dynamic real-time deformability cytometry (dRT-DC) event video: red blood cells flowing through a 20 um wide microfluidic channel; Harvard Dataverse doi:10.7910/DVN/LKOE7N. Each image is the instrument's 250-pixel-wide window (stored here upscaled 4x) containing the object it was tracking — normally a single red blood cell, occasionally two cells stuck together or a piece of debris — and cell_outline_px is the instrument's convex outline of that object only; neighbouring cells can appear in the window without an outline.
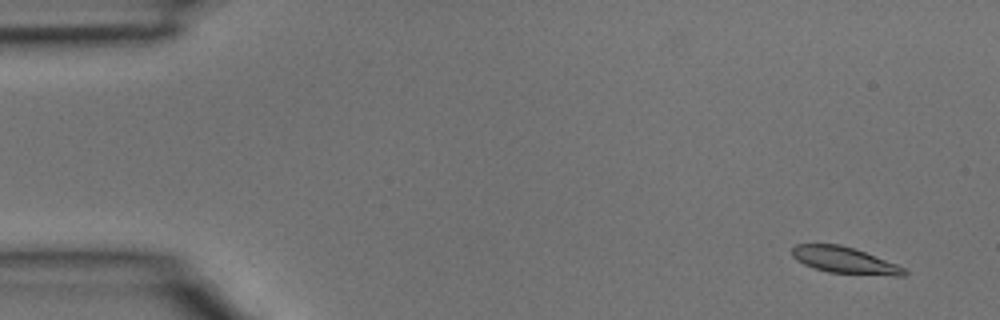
{"species": "common noctule bat (a hibernating species)", "species_latin": "Nyctalus noctula", "temperature_condition": "room temperature", "stored_images_in_passage": 4, "camera_frame_rate_fps": 3000, "um_per_image_px": 0.085, "animal": {"sex": "male", "body_mass_g": 15.6}, "frame": {"image": 1, "passage_image": 1, "time_ms": 0.0, "image_size_px": [1000, 320], "cell_outline_px": [[908, 272], [904, 276], [896, 276], [828, 272], [812, 268], [796, 260], [792, 256], [792, 248], [796, 244], [840, 244], [864, 252], [896, 264], [904, 268]], "centroid_in_image_um": [71.76, 22.12], "position_along_channel_um": 13.2, "area_um2": 17.17}}